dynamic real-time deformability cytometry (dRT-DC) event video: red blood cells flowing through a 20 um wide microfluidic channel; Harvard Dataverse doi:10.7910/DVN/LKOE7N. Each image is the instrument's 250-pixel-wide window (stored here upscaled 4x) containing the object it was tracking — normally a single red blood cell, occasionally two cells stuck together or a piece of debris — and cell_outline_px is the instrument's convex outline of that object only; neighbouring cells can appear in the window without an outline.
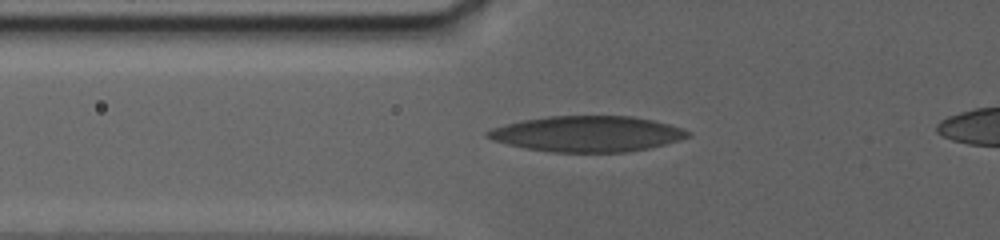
{"species": "human", "species_latin": "Homo sapiens", "temperature_condition": "warm", "stored_images_in_passage": 25, "camera_frame_rate_fps": 3000, "um_per_image_px": 0.085, "donor": {"sex": "female"}, "frame": {"image": 1, "passage_image": 4, "time_ms": 3.0, "image_size_px": [1000, 240], "cell_outline_px": [[688, 136], [664, 144], [648, 148], [624, 152], [552, 152], [524, 148], [508, 144], [484, 136], [484, 132], [492, 128], [524, 120], [548, 116], [632, 116], [652, 120], [668, 124], [680, 128], [688, 132]], "centroid_in_image_um": [49.86, 11.38], "position_along_channel_um": 75.9, "area_um2": 41.1}}
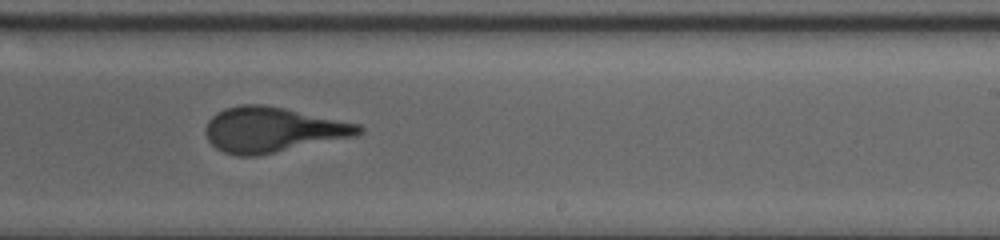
{"frame": {"image": 2, "passage_image": 14, "time_ms": 9.667, "image_size_px": [1000, 240], "cell_outline_px": [[364, 128], [356, 136], [256, 156], [240, 156], [224, 152], [216, 148], [208, 140], [204, 132], [204, 128], [208, 120], [216, 112], [224, 108], [240, 104], [264, 104], [284, 108], [360, 124]], "centroid_in_image_um": [23.13, 11.02], "position_along_channel_um": 265.9, "area_um2": 40.29}}
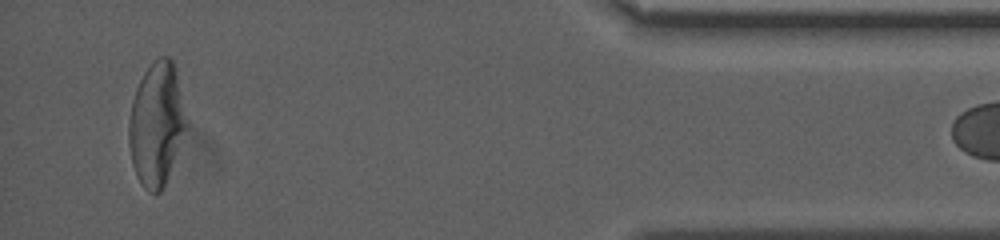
{"frame": {"image": 3, "passage_image": 24, "time_ms": 16.667, "image_size_px": [1000, 240], "cell_outline_px": [[188, 124], [164, 188], [160, 192], [148, 192], [140, 184], [132, 164], [128, 144], [128, 120], [132, 100], [136, 88], [144, 72], [160, 56], [168, 56], [172, 60], [176, 68], [188, 120]], "centroid_in_image_um": [13.31, 10.55], "position_along_channel_um": 421.9, "area_um2": 41.73}}